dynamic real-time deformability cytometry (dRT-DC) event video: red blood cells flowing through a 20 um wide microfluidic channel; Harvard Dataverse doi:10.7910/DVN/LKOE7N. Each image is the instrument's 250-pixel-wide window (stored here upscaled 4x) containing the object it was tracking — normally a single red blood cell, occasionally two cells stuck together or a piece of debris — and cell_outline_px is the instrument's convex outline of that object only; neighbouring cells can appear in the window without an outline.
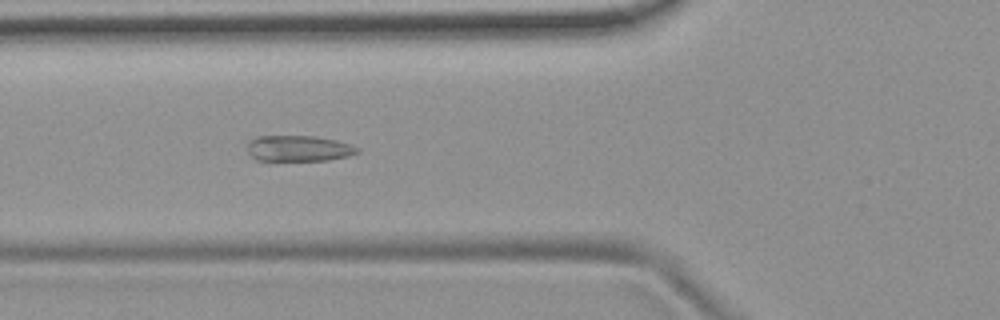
{"species": "common noctule bat (a hibernating species)", "species_latin": "Nyctalus noctula", "temperature_condition": "room temperature", "stored_images_in_passage": 44, "camera_frame_rate_fps": 3000, "um_per_image_px": 0.085, "animal": {"sex": "female", "body_mass_g": 19.9}, "frame": {"image": 1, "passage_image": 10, "time_ms": 3.0, "image_size_px": [1000, 320], "cell_outline_px": [[360, 152], [348, 156], [328, 160], [256, 160], [248, 152], [248, 140], [256, 136], [312, 136], [336, 140], [360, 148]], "centroid_in_image_um": [25.37, 12.61], "position_along_channel_um": 100.4, "area_um2": 16.53}}
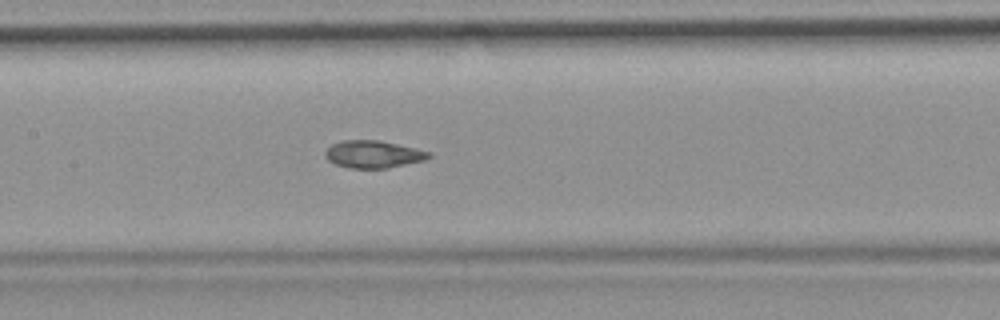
{"frame": {"image": 2, "passage_image": 16, "time_ms": 5.0, "image_size_px": [1000, 320], "cell_outline_px": [[432, 156], [424, 160], [388, 168], [348, 168], [336, 164], [328, 160], [324, 156], [324, 152], [332, 144], [344, 140], [376, 140], [416, 148], [432, 152]], "centroid_in_image_um": [31.73, 13.11], "position_along_channel_um": 175.7, "area_um2": 16.47}}
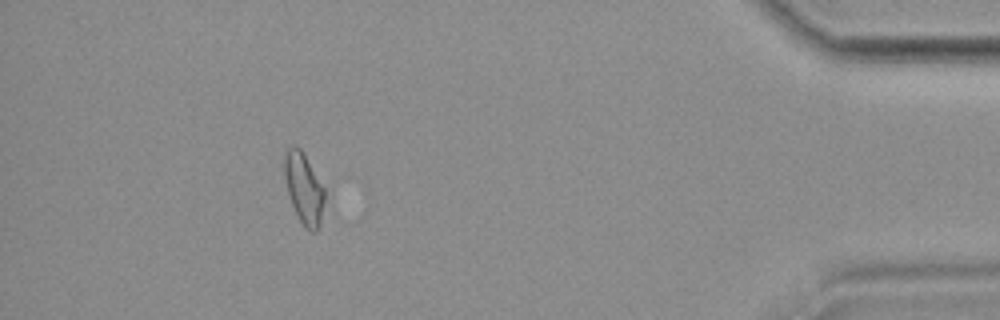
{"frame": {"image": 3, "passage_image": 39, "time_ms": 12.667, "image_size_px": [1000, 320], "cell_outline_px": [[324, 200], [320, 224], [316, 232], [312, 232], [304, 228], [296, 216], [284, 180], [284, 156], [288, 148], [292, 144], [300, 148], [324, 188]], "centroid_in_image_um": [25.81, 16.04], "position_along_channel_um": 409.4, "area_um2": 16.53}, "authors_computed_cell_mechanics": {"area_um2": 16.6175, "velocity_mm_per_s": 3.7399, "shape_relaxation_time_tau1_ms": 6.3427, "shape_relaxation_time_tau2_ms": null, "deformation_change_tau1": 0.1087, "deformation_change_tau2": null}}